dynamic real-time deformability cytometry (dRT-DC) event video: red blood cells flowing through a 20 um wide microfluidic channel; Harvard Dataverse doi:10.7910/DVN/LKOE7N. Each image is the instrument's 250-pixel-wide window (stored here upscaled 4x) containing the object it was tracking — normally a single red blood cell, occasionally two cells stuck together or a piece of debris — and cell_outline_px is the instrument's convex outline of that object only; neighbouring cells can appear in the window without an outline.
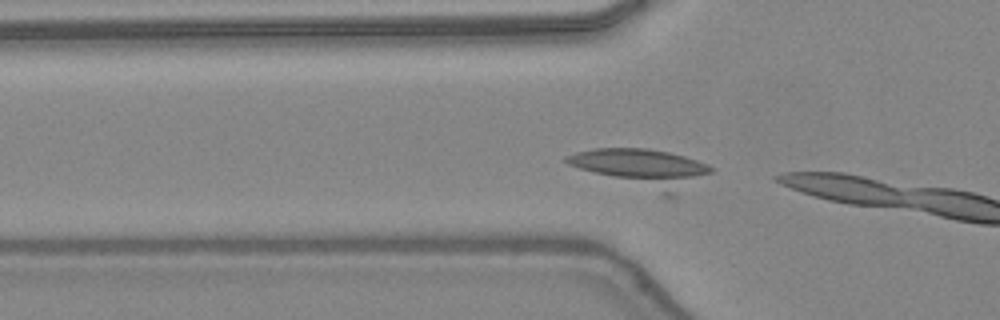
{"species": "common noctule bat (a hibernating species)", "species_latin": "Nyctalus noctula", "temperature_condition": "warm", "stored_images_in_passage": 14, "camera_frame_rate_fps": 3000, "um_per_image_px": 0.085, "animal": {"sex": "female", "body_mass_g": 24.6, "forearm_length_mm": 56.2}, "frame": {"image": 1, "passage_image": 13, "time_ms": 4.0, "image_size_px": [1000, 320], "cell_outline_px": [[712, 172], [676, 196], [664, 196], [568, 164], [564, 160], [564, 156], [576, 152], [596, 148], [648, 148], [668, 152], [684, 156], [708, 164], [712, 168]], "centroid_in_image_um": [54.65, 14.29], "position_along_channel_um": 71.2, "area_um2": 31.73}}